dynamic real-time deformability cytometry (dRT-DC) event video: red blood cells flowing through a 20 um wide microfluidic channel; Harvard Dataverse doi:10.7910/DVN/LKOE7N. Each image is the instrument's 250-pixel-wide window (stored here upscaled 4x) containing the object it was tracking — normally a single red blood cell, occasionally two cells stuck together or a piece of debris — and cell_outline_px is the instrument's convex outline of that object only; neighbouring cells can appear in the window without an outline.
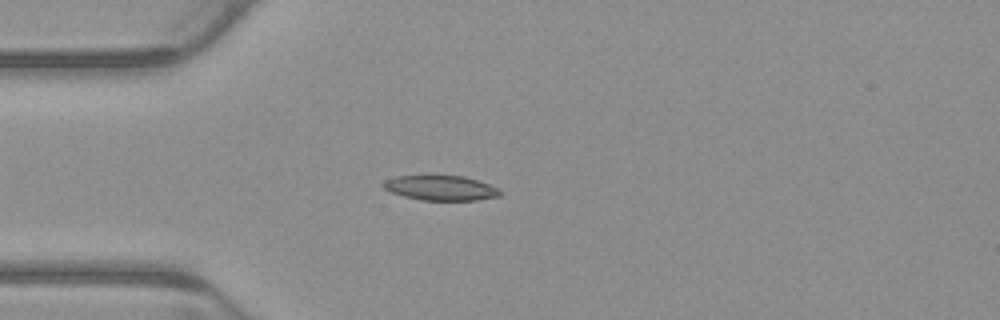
{"species": "common noctule bat (a hibernating species)", "species_latin": "Nyctalus noctula", "temperature_condition": "warm", "stored_images_in_passage": 6, "camera_frame_rate_fps": 3000, "um_per_image_px": 0.085, "animal": {"sex": "male", "body_mass_g": 23.1, "forearm_length_mm": 52.7}, "frame": {"image": 1, "passage_image": 5, "time_ms": 1.333, "image_size_px": [1000, 320], "cell_outline_px": [[504, 192], [500, 196], [476, 200], [420, 200], [404, 196], [392, 192], [384, 188], [380, 184], [384, 180], [396, 176], [428, 172], [432, 172], [464, 176], [488, 184]], "centroid_in_image_um": [37.4, 15.91], "position_along_channel_um": 47.6, "area_um2": 17.86}}